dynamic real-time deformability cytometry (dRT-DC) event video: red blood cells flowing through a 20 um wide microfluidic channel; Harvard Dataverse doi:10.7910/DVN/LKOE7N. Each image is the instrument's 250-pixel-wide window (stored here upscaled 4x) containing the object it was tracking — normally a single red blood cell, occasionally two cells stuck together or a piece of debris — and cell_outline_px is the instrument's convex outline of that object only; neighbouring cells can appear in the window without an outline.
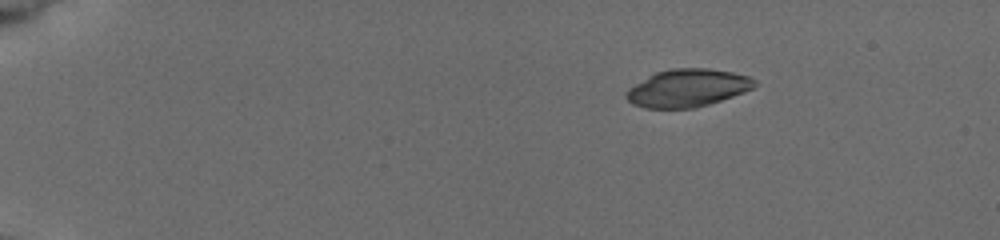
{"species": "common noctule bat (a hibernating species)", "species_latin": "Nyctalus noctula", "temperature_condition": "cold", "stored_images_in_passage": 21, "camera_frame_rate_fps": 3000, "um_per_image_px": 0.085, "animal": {"sex": "female", "body_mass_g": 19.5, "forearm_length_mm": 54.1}, "frame": {"image": 1, "passage_image": 1, "time_ms": 0.0, "image_size_px": [1000, 240], "cell_outline_px": [[756, 84], [752, 88], [744, 92], [696, 108], [644, 108], [632, 104], [624, 96], [628, 88], [648, 76], [656, 72], [672, 68], [708, 68], [732, 72], [748, 76], [756, 80]], "centroid_in_image_um": [58.41, 7.48], "position_along_channel_um": 26.6, "area_um2": 28.15}}
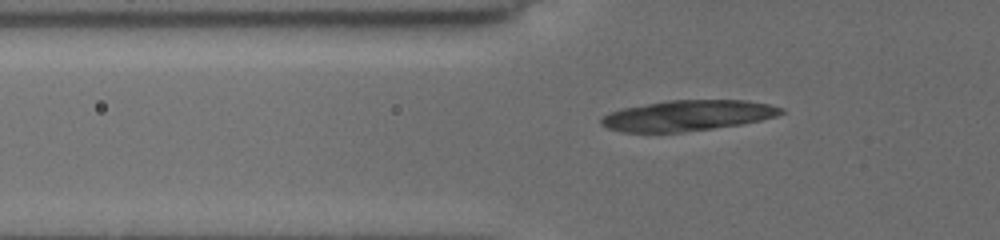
{"frame": {"image": 2, "passage_image": 10, "time_ms": 3.667, "image_size_px": [1000, 240], "cell_outline_px": [[784, 112], [776, 116], [760, 120], [740, 124], [712, 128], [680, 132], [624, 132], [608, 128], [600, 124], [600, 120], [604, 116], [620, 108], [668, 100], [748, 100], [768, 104], [784, 108]], "centroid_in_image_um": [58.44, 9.81], "position_along_channel_um": 67.4, "area_um2": 31.91}}